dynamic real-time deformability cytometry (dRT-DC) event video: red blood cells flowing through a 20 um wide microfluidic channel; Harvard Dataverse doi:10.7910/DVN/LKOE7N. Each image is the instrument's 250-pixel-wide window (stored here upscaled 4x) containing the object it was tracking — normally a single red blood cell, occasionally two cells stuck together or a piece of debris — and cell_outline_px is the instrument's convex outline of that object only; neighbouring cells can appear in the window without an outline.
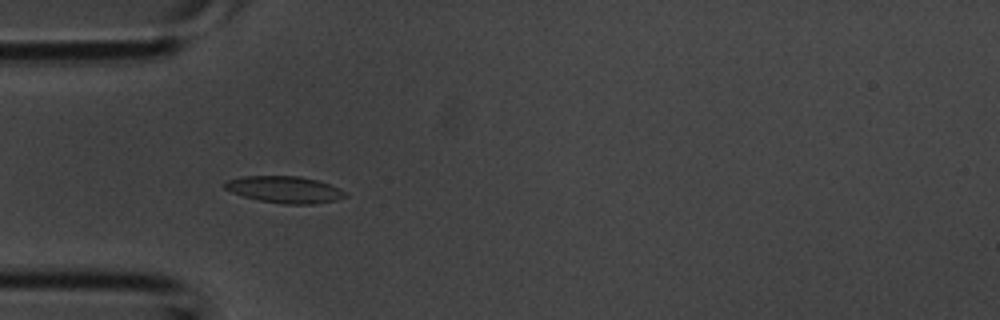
{"species": "common noctule bat (a hibernating species)", "species_latin": "Nyctalus noctula", "temperature_condition": "room temperature", "stored_images_in_passage": 33, "camera_frame_rate_fps": 3000, "um_per_image_px": 0.085, "animal": {"sex": "male", "body_mass_g": 20.1, "forearm_length_mm": 53.5}, "frame": {"image": 1, "passage_image": 6, "time_ms": 1.667, "image_size_px": [1000, 320], "cell_outline_px": [[348, 196], [336, 200], [312, 204], [284, 204], [260, 200], [244, 196], [232, 192], [224, 188], [224, 180], [244, 176], [300, 176], [316, 180], [340, 188]], "centroid_in_image_um": [24.18, 16.1], "position_along_channel_um": 60.8, "area_um2": 18.67}}
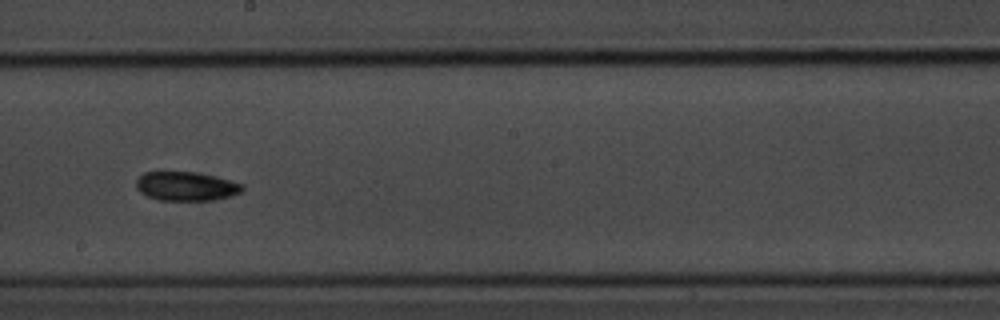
{"frame": {"image": 2, "passage_image": 16, "time_ms": 5.0, "image_size_px": [1000, 320], "cell_outline_px": [[244, 192], [232, 196], [212, 200], [160, 200], [148, 196], [140, 192], [136, 188], [136, 180], [144, 172], [196, 172], [244, 184]], "centroid_in_image_um": [15.84, 15.84], "position_along_channel_um": 232.4, "area_um2": 17.92}}
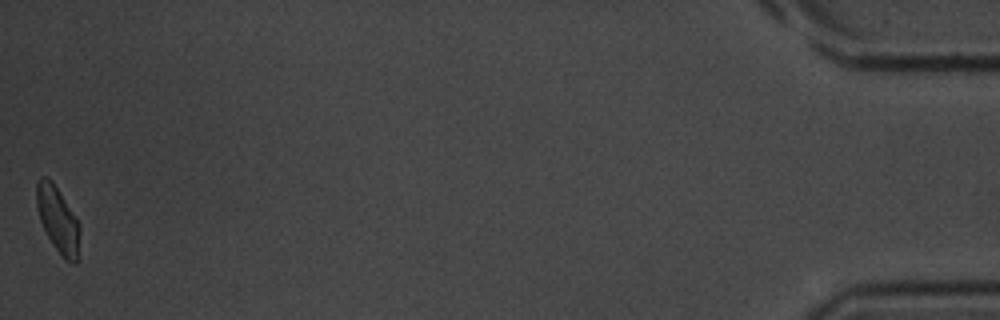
{"frame": {"image": 3, "passage_image": 33, "time_ms": 10.667, "image_size_px": [1000, 320], "cell_outline_px": [[80, 228], [76, 264], [72, 264], [64, 260], [52, 244], [40, 220], [36, 208], [36, 180], [40, 176], [44, 176], [52, 180], [80, 224]], "centroid_in_image_um": [4.9, 18.65], "position_along_channel_um": 430.3, "area_um2": 16.65}}